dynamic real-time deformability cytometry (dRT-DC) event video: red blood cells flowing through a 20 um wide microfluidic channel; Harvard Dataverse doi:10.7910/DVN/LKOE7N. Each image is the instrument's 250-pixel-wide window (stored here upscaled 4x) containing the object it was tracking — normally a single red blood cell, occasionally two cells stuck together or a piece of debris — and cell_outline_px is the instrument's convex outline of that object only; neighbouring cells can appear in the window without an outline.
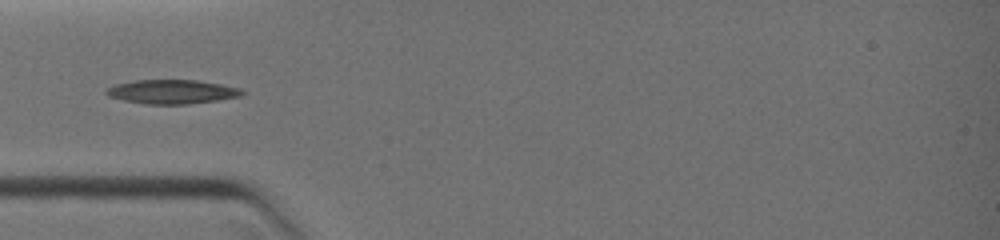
{"species": "common noctule bat (a hibernating species)", "species_latin": "Nyctalus noctula", "temperature_condition": "warm", "stored_images_in_passage": 5, "camera_frame_rate_fps": 3000, "um_per_image_px": 0.085, "animal": {"sex": "female", "body_mass_g": 19.0, "forearm_length_mm": 51.5}, "frame": {"image": 1, "passage_image": 1, "time_ms": 0.0, "image_size_px": [1000, 240], "cell_outline_px": [[244, 92], [240, 96], [216, 100], [188, 104], [144, 104], [124, 100], [108, 96], [104, 92], [108, 88], [116, 84], [136, 80], [196, 80], [220, 84], [240, 88]], "centroid_in_image_um": [14.59, 7.8], "position_along_channel_um": 70.4, "area_um2": 18.84}}
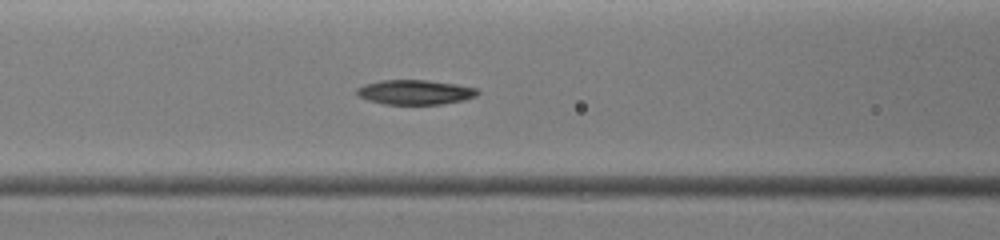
{"frame": {"image": 2, "passage_image": 5, "time_ms": 1.333, "image_size_px": [1000, 240], "cell_outline_px": [[480, 92], [476, 96], [464, 100], [440, 104], [384, 104], [368, 100], [360, 96], [356, 92], [356, 88], [364, 84], [380, 80], [428, 80], [456, 84], [476, 88]], "centroid_in_image_um": [35.28, 7.83], "position_along_channel_um": 131.3, "area_um2": 17.34}}